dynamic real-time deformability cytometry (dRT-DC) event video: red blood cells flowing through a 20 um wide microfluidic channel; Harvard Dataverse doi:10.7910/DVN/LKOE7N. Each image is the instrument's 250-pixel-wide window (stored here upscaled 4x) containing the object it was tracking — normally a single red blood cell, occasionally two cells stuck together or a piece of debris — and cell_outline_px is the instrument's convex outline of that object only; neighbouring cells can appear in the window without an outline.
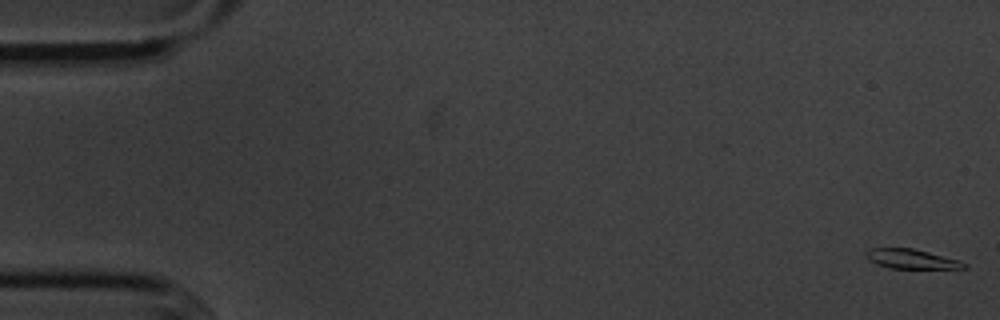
{"species": "common noctule bat (a hibernating species)", "species_latin": "Nyctalus noctula", "temperature_condition": "cold", "stored_images_in_passage": 56, "camera_frame_rate_fps": 3000, "um_per_image_px": 0.085, "animal": {"sex": "male", "body_mass_g": 20.1, "forearm_length_mm": 53.5}, "frame": {"image": 1, "passage_image": 1, "time_ms": 0.0, "image_size_px": [1000, 320], "cell_outline_px": [[968, 268], [888, 268], [876, 264], [868, 260], [864, 256], [864, 252], [872, 248], [912, 248], [960, 260], [968, 264]], "centroid_in_image_um": [77.44, 22.01], "position_along_channel_um": 7.6, "area_um2": 11.21}}
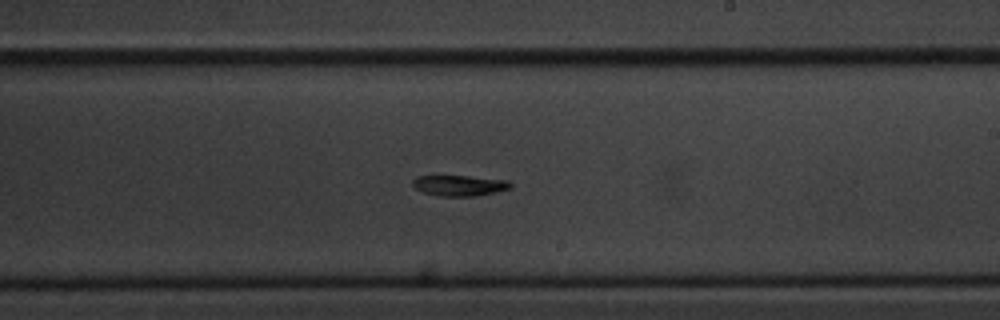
{"frame": {"image": 2, "passage_image": 33, "time_ms": 10.667, "image_size_px": [1000, 320], "cell_outline_px": [[512, 188], [496, 192], [472, 196], [440, 196], [424, 192], [416, 188], [412, 184], [412, 180], [416, 176], [436, 172], [508, 180], [512, 184]], "centroid_in_image_um": [38.98, 15.7], "position_along_channel_um": 250.0, "area_um2": 12.6}}
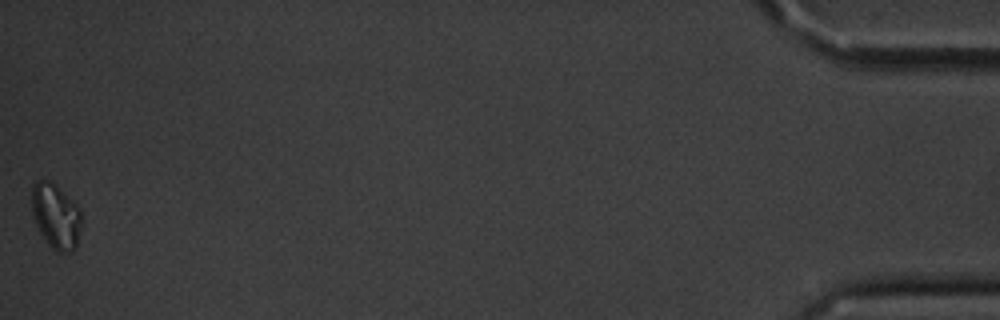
{"frame": {"image": 3, "passage_image": 56, "time_ms": 18.333, "image_size_px": [1000, 320], "cell_outline_px": [[80, 228], [76, 244], [72, 252], [56, 252], [48, 244], [40, 232], [36, 224], [32, 212], [32, 184], [36, 180], [48, 180], [76, 204], [80, 208]], "centroid_in_image_um": [4.72, 18.38], "position_along_channel_um": 430.5, "area_um2": 18.44}, "authors_computed_cell_mechanics": {"area_um2": 12.6004, "velocity_mm_per_s": 3.578, "shape_relaxation_time_tau1_ms": 2.7314, "shape_relaxation_time_tau2_ms": null, "deformation_change_tau1": 0.086, "deformation_change_tau2": null}}